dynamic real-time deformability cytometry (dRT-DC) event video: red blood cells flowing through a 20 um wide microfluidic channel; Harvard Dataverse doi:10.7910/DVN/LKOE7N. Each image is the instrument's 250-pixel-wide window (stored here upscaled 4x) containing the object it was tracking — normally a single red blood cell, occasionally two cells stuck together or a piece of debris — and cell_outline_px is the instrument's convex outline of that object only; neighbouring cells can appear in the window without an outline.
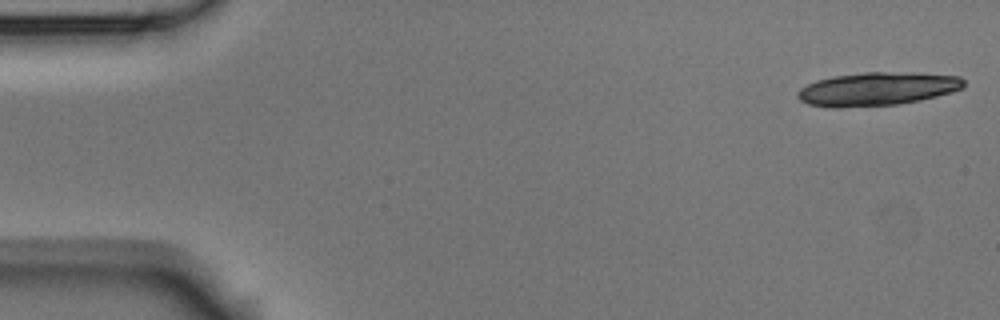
{"species": "Egyptian fruit bat (a non-hibernating species)", "species_latin": "Rousettus aegyptiacus", "temperature_condition": "room temperature", "stored_images_in_passage": 6, "camera_frame_rate_fps": 3000, "um_per_image_px": 0.085, "animal": {"sex": "male"}, "frame": {"image": 1, "passage_image": 1, "time_ms": 0.0, "image_size_px": [1000, 320], "cell_outline_px": [[964, 88], [952, 92], [920, 100], [896, 104], [836, 108], [808, 104], [800, 100], [796, 96], [796, 92], [800, 88], [816, 80], [832, 76], [864, 72], [912, 72], [960, 76], [964, 80]], "centroid_in_image_um": [74.56, 7.55], "position_along_channel_um": 10.4, "area_um2": 32.48}}
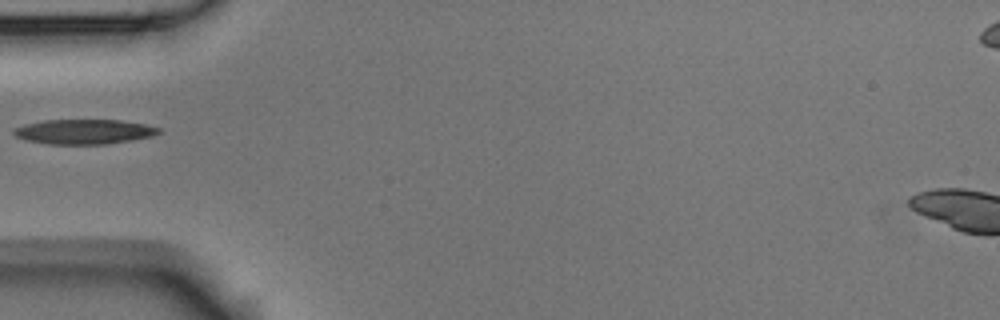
{"frame": {"image": 2, "passage_image": 5, "time_ms": 5.667, "image_size_px": [1000, 320], "cell_outline_px": [[160, 132], [152, 136], [132, 140], [104, 144], [48, 144], [28, 140], [16, 136], [12, 132], [12, 128], [24, 124], [44, 120], [120, 120], [144, 124], [160, 128]], "centroid_in_image_um": [7.12, 11.19], "position_along_channel_um": 77.9, "area_um2": 20.87}}
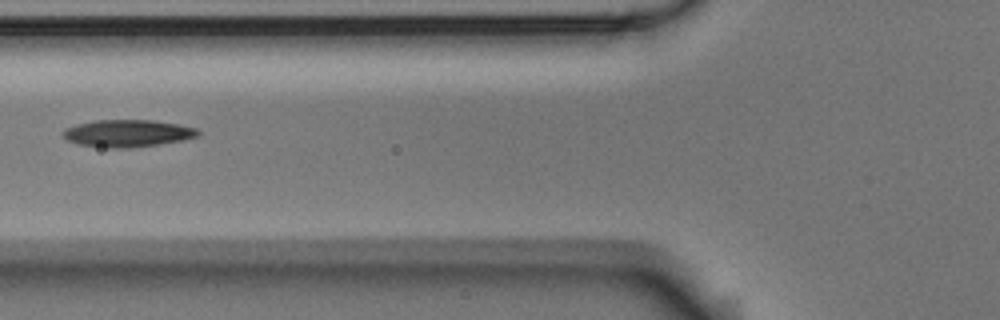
{"frame": {"image": 3, "passage_image": 6, "time_ms": 6.667, "image_size_px": [1000, 320], "cell_outline_px": [[200, 132], [196, 136], [180, 140], [160, 144], [128, 148], [108, 148], [80, 144], [68, 140], [64, 136], [64, 128], [76, 124], [96, 120], [152, 120], [180, 124], [196, 128]], "centroid_in_image_um": [10.84, 11.32], "position_along_channel_um": 115.0, "area_um2": 21.21}}